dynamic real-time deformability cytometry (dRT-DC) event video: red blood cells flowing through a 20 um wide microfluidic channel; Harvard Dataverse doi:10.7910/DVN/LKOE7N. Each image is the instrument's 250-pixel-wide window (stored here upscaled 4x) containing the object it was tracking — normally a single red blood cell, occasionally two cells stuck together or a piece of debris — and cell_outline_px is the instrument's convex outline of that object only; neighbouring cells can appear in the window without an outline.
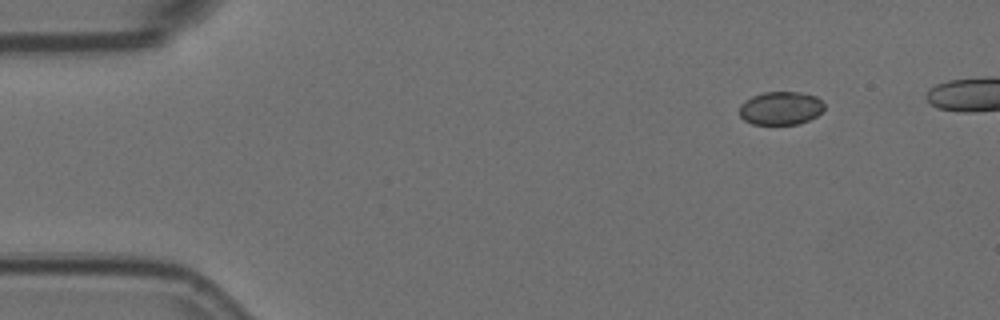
{"species": "Egyptian fruit bat (a non-hibernating species)", "species_latin": "Rousettus aegyptiacus", "temperature_condition": "room temperature", "stored_images_in_passage": 6, "segment_of_instrument_passage": [1, 2], "camera_frame_rate_fps": 3000, "um_per_image_px": 0.085, "animal": {"sex": "female"}, "frame": {"image": 1, "passage_image": 1, "time_ms": 0.0, "image_size_px": [1000, 320], "cell_outline_px": [[824, 108], [816, 116], [808, 120], [796, 124], [752, 124], [744, 120], [740, 116], [740, 104], [752, 96], [764, 92], [800, 92], [816, 96], [824, 104]], "centroid_in_image_um": [66.34, 9.19], "position_along_channel_um": 18.7, "area_um2": 16.36}}
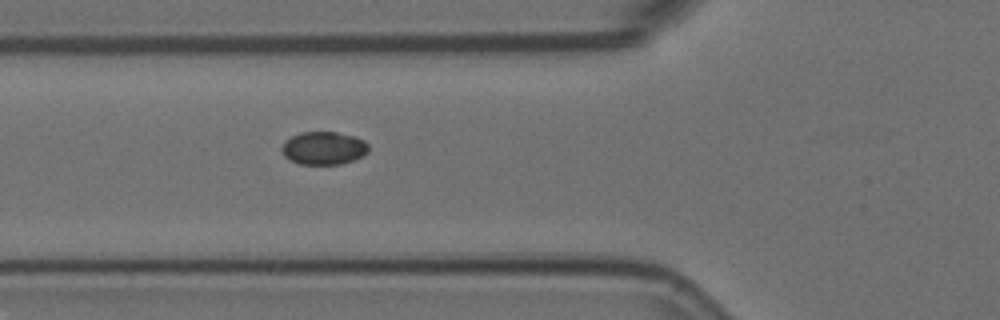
{"frame": {"image": 2, "passage_image": 5, "time_ms": 1.333, "image_size_px": [1000, 320], "cell_outline_px": [[368, 152], [364, 156], [340, 164], [300, 164], [284, 156], [280, 148], [284, 140], [300, 132], [336, 132], [356, 136], [364, 140], [368, 144]], "centroid_in_image_um": [27.51, 12.58], "position_along_channel_um": 98.3, "area_um2": 16.82}}